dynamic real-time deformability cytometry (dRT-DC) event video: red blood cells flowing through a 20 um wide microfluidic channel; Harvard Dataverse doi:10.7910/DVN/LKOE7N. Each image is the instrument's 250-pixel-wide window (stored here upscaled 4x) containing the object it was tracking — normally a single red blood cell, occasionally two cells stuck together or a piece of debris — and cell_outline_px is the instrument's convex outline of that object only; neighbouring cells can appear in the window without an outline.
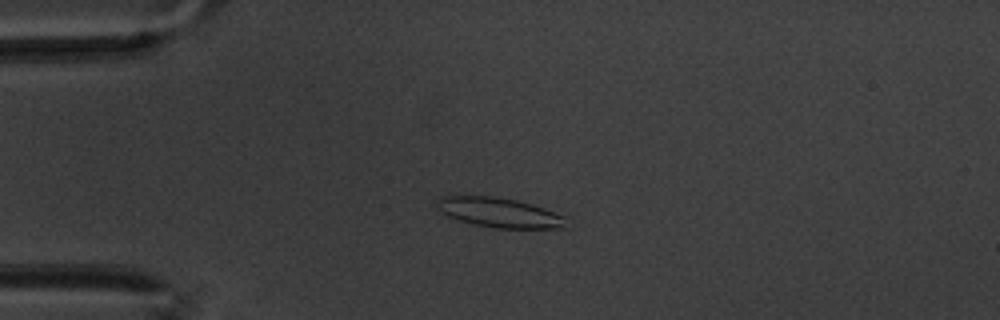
{"species": "common noctule bat (a hibernating species)", "species_latin": "Nyctalus noctula", "temperature_condition": "warm", "stored_images_in_passage": 40, "camera_frame_rate_fps": 3000, "um_per_image_px": 0.085, "animal": {"sex": "male", "body_mass_g": 20.1, "forearm_length_mm": 53.5}, "frame": {"image": 1, "passage_image": 15, "time_ms": 4.667, "image_size_px": [1000, 320], "cell_outline_px": [[572, 228], [496, 228], [472, 224], [448, 216], [440, 212], [436, 204], [436, 196], [492, 196], [516, 200], [532, 204], [544, 208], [564, 216]], "centroid_in_image_um": [42.46, 18.07], "position_along_channel_um": 42.5, "area_um2": 22.6}}
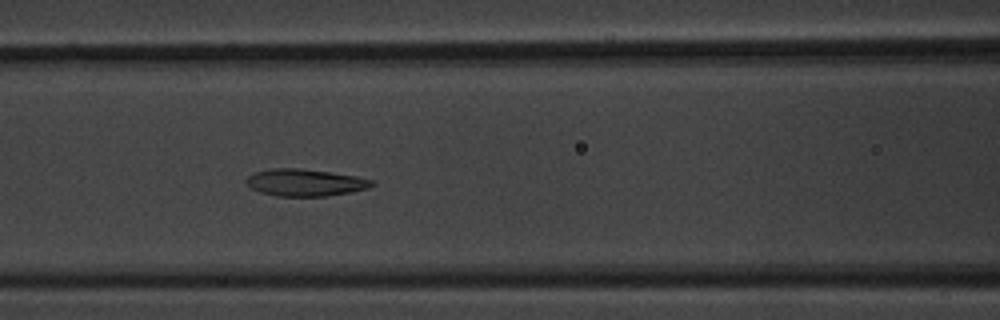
{"frame": {"image": 2, "passage_image": 26, "time_ms": 8.333, "image_size_px": [1000, 320], "cell_outline_px": [[376, 184], [368, 188], [352, 192], [328, 196], [276, 196], [260, 192], [252, 188], [244, 180], [248, 176], [256, 172], [272, 168], [300, 168], [356, 176], [372, 180]], "centroid_in_image_um": [25.95, 15.52], "position_along_channel_um": 140.7, "area_um2": 19.77}}
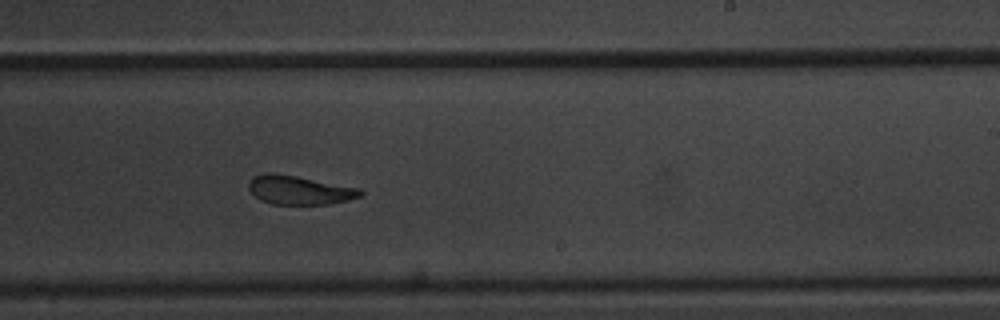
{"frame": {"image": 3, "passage_image": 37, "time_ms": 12.0, "image_size_px": [1000, 320], "cell_outline_px": [[364, 192], [360, 196], [348, 200], [328, 204], [272, 204], [260, 200], [248, 188], [248, 184], [252, 176], [264, 172], [276, 172], [360, 188]], "centroid_in_image_um": [25.42, 16.14], "position_along_channel_um": 263.6, "area_um2": 18.9}}